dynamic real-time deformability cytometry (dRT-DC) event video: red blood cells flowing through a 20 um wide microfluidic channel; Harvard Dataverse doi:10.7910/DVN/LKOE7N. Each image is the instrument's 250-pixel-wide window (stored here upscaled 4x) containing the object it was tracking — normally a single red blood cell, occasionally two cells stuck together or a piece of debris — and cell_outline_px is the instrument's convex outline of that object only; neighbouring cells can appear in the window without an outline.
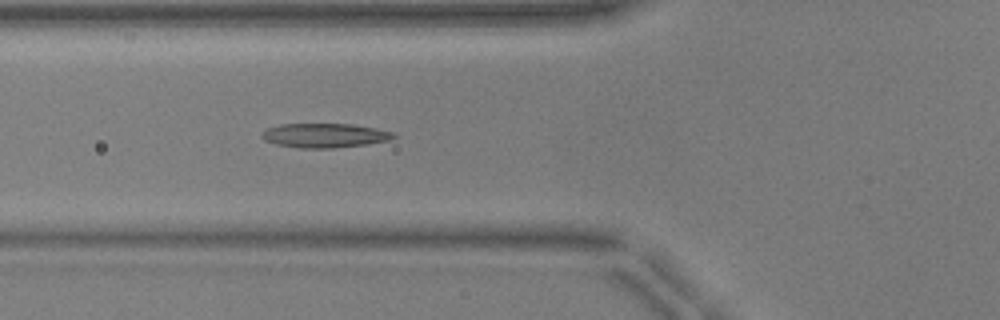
{"species": "common noctule bat (a hibernating species)", "species_latin": "Nyctalus noctula", "temperature_condition": "warm", "stored_images_in_passage": 43, "camera_frame_rate_fps": 3000, "um_per_image_px": 0.085, "animal": {"sex": "male", "body_mass_g": 17.9, "forearm_length_mm": 54.2}, "frame": {"image": 1, "passage_image": 17, "time_ms": 5.333, "image_size_px": [1000, 320], "cell_outline_px": [[396, 136], [388, 140], [368, 144], [332, 148], [300, 148], [276, 144], [264, 140], [260, 136], [268, 128], [280, 124], [352, 124], [376, 128], [392, 132]], "centroid_in_image_um": [27.59, 11.51], "position_along_channel_um": 98.2, "area_um2": 18.5}}
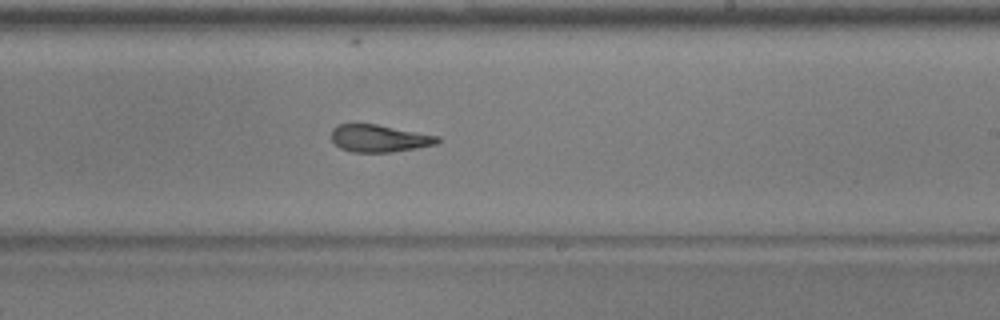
{"frame": {"image": 2, "passage_image": 29, "time_ms": 9.333, "image_size_px": [1000, 320], "cell_outline_px": [[440, 144], [392, 152], [352, 152], [340, 148], [332, 140], [332, 128], [336, 124], [376, 124], [440, 136]], "centroid_in_image_um": [32.26, 11.76], "position_along_channel_um": 256.7, "area_um2": 16.99}}
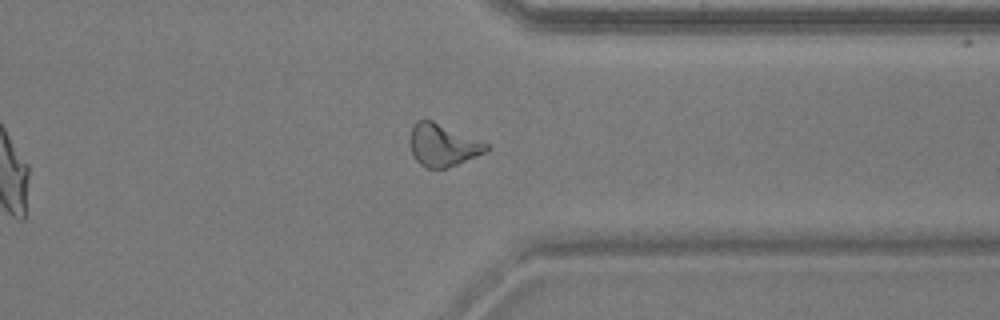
{"frame": {"image": 3, "passage_image": 38, "time_ms": 12.333, "image_size_px": [1000, 320], "cell_outline_px": [[492, 148], [476, 156], [456, 164], [444, 168], [428, 168], [420, 164], [416, 160], [412, 152], [408, 140], [412, 124], [416, 120], [432, 120], [488, 144]], "centroid_in_image_um": [37.59, 12.32], "position_along_channel_um": 373.8, "area_um2": 18.67}, "authors_computed_cell_mechanics": {"area_um2": 17.629, "velocity_mm_per_s": 3.9635, "shape_relaxation_time_tau1_ms": null, "shape_relaxation_time_tau2_ms": 2.2275, "deformation_change_tau1": null, "deformation_change_tau2": 0.1043}}